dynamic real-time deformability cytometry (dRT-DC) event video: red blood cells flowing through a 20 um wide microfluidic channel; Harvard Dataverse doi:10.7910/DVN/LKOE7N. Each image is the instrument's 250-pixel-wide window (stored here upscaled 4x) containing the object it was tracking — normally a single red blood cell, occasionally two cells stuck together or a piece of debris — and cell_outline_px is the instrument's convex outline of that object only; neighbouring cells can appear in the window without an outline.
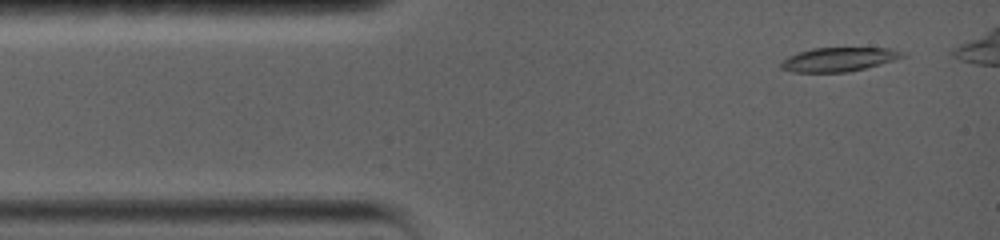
{"species": "common noctule bat (a hibernating species)", "species_latin": "Nyctalus noctula", "temperature_condition": "warm", "stored_images_in_passage": 21, "camera_frame_rate_fps": 5000, "um_per_image_px": 0.085, "animal": {"sex": "female", "body_mass_g": 19.0, "forearm_length_mm": 56.7}, "frame": {"image": 1, "passage_image": 3, "time_ms": 0.8, "image_size_px": [1000, 240], "cell_outline_px": [[908, 56], [880, 64], [848, 72], [792, 72], [780, 68], [780, 64], [788, 56], [796, 52], [812, 48], [892, 48], [904, 52]], "centroid_in_image_um": [71.3, 5.04], "position_along_channel_um": 13.7, "area_um2": 17.05}}
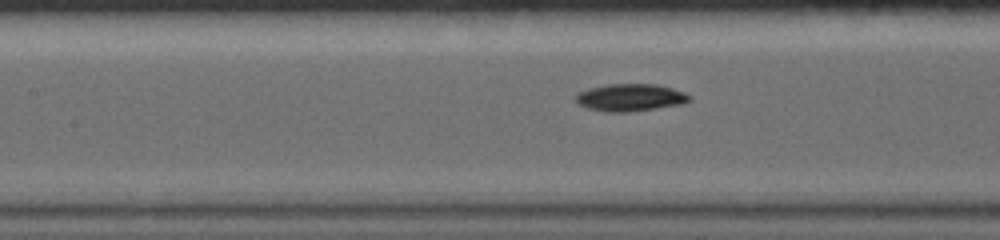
{"frame": {"image": 2, "passage_image": 16, "time_ms": 6.2, "image_size_px": [1000, 240], "cell_outline_px": [[692, 100], [684, 104], [628, 112], [604, 112], [588, 108], [576, 104], [576, 96], [580, 92], [588, 88], [608, 84], [656, 84], [672, 88], [684, 92], [692, 96]], "centroid_in_image_um": [53.6, 8.29], "position_along_channel_um": 153.8, "area_um2": 18.26}}
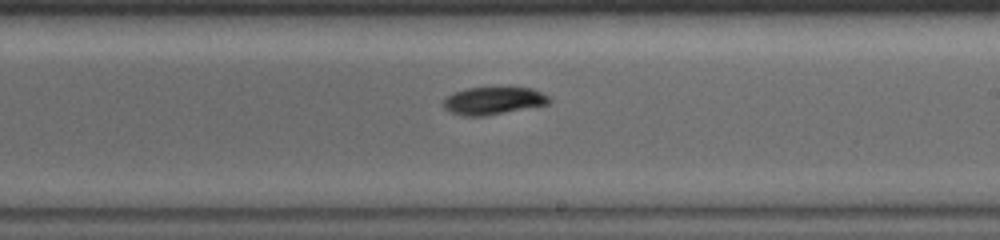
{"frame": {"image": 3, "passage_image": 21, "time_ms": 8.8, "image_size_px": [1000, 240], "cell_outline_px": [[552, 100], [548, 104], [484, 116], [464, 116], [452, 112], [444, 108], [440, 104], [448, 96], [456, 92], [468, 88], [532, 88], [548, 96]], "centroid_in_image_um": [41.92, 8.57], "position_along_channel_um": 247.1, "area_um2": 16.7}}